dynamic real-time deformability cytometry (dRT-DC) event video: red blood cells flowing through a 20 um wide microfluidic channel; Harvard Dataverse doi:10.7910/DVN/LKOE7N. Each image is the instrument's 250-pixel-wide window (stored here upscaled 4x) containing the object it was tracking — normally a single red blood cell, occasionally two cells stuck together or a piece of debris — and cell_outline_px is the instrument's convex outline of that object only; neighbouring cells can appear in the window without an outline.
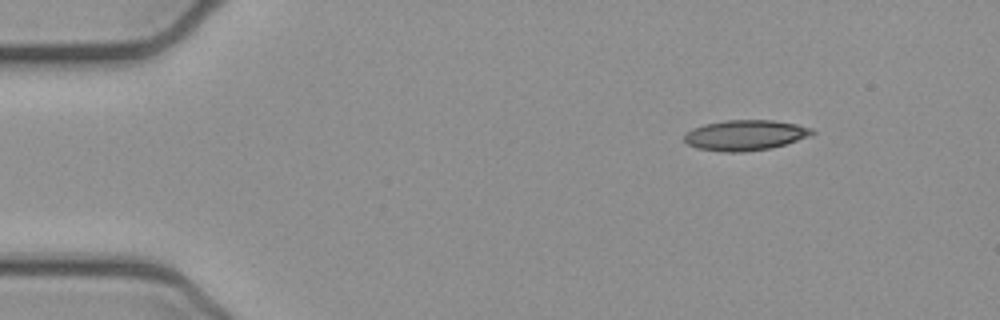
{"species": "common noctule bat (a hibernating species)", "species_latin": "Nyctalus noctula", "temperature_condition": "cold", "stored_images_in_passage": 46, "camera_frame_rate_fps": 3000, "um_per_image_px": 0.085, "animal": {"sex": "female", "body_mass_g": 21.9}, "frame": {"image": 1, "passage_image": 1, "time_ms": 0.0, "image_size_px": [1000, 320], "cell_outline_px": [[816, 132], [812, 136], [772, 148], [744, 152], [724, 152], [696, 148], [688, 144], [684, 140], [684, 136], [692, 128], [704, 124], [728, 120], [772, 120], [796, 124], [812, 128]], "centroid_in_image_um": [63.38, 11.49], "position_along_channel_um": 21.6, "area_um2": 22.77}}
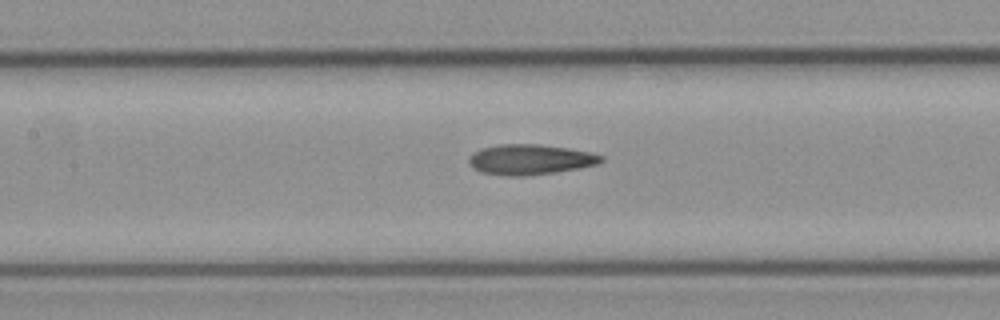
{"frame": {"image": 2, "passage_image": 18, "time_ms": 5.667, "image_size_px": [1000, 320], "cell_outline_px": [[604, 160], [596, 164], [580, 168], [556, 172], [524, 176], [504, 176], [480, 172], [472, 168], [468, 160], [468, 156], [484, 148], [500, 144], [536, 144], [568, 148], [588, 152], [604, 156]], "centroid_in_image_um": [45.05, 13.57], "position_along_channel_um": 162.4, "area_um2": 23.29}}
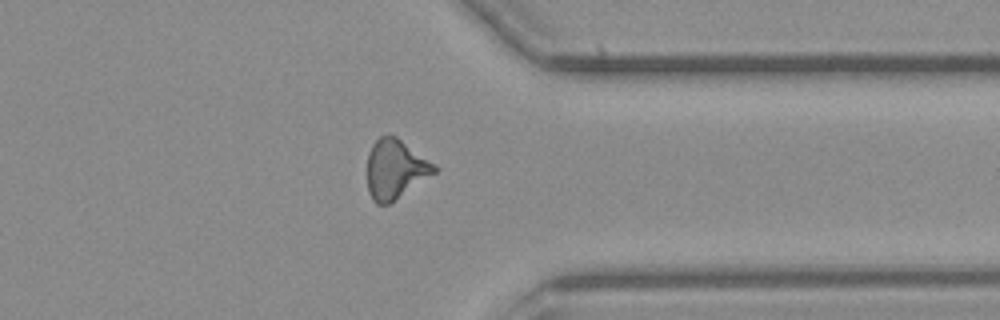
{"frame": {"image": 3, "passage_image": 35, "time_ms": 11.333, "image_size_px": [1000, 320], "cell_outline_px": [[440, 168], [436, 172], [388, 204], [376, 204], [372, 200], [368, 192], [368, 152], [372, 144], [380, 136], [396, 136], [436, 164]], "centroid_in_image_um": [33.61, 14.37], "position_along_channel_um": 377.8, "area_um2": 23.06}, "authors_computed_cell_mechanics": {"area_um2": 22.7732, "velocity_mm_per_s": 3.9044, "shape_relaxation_time_tau1_ms": null, "shape_relaxation_time_tau2_ms": 4.5748, "deformation_change_tau1": null, "deformation_change_tau2": 0.1364}}